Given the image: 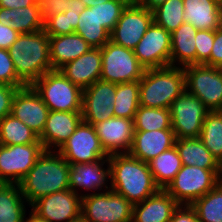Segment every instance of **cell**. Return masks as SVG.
I'll use <instances>...</instances> for the list:
<instances>
[{"instance_id": "6da1fadb", "label": "cell", "mask_w": 222, "mask_h": 222, "mask_svg": "<svg viewBox=\"0 0 222 222\" xmlns=\"http://www.w3.org/2000/svg\"><path fill=\"white\" fill-rule=\"evenodd\" d=\"M110 189L132 205L141 203L160 188L155 184L147 162L128 153L109 155Z\"/></svg>"}, {"instance_id": "7a4b0ae2", "label": "cell", "mask_w": 222, "mask_h": 222, "mask_svg": "<svg viewBox=\"0 0 222 222\" xmlns=\"http://www.w3.org/2000/svg\"><path fill=\"white\" fill-rule=\"evenodd\" d=\"M69 169L70 164L58 151L44 150L19 183L29 206L46 195L70 189Z\"/></svg>"}, {"instance_id": "3957f363", "label": "cell", "mask_w": 222, "mask_h": 222, "mask_svg": "<svg viewBox=\"0 0 222 222\" xmlns=\"http://www.w3.org/2000/svg\"><path fill=\"white\" fill-rule=\"evenodd\" d=\"M17 78L32 86L46 72L52 71L49 35L44 30L22 33L8 49Z\"/></svg>"}, {"instance_id": "277c9868", "label": "cell", "mask_w": 222, "mask_h": 222, "mask_svg": "<svg viewBox=\"0 0 222 222\" xmlns=\"http://www.w3.org/2000/svg\"><path fill=\"white\" fill-rule=\"evenodd\" d=\"M185 90L182 67L145 69L139 80V103L143 107L169 109Z\"/></svg>"}, {"instance_id": "5b68a950", "label": "cell", "mask_w": 222, "mask_h": 222, "mask_svg": "<svg viewBox=\"0 0 222 222\" xmlns=\"http://www.w3.org/2000/svg\"><path fill=\"white\" fill-rule=\"evenodd\" d=\"M32 87L50 111H82L83 90L73 84L59 70L42 75Z\"/></svg>"}, {"instance_id": "8992f818", "label": "cell", "mask_w": 222, "mask_h": 222, "mask_svg": "<svg viewBox=\"0 0 222 222\" xmlns=\"http://www.w3.org/2000/svg\"><path fill=\"white\" fill-rule=\"evenodd\" d=\"M79 195L81 216L87 222H132L133 205L112 189Z\"/></svg>"}, {"instance_id": "52a82bcc", "label": "cell", "mask_w": 222, "mask_h": 222, "mask_svg": "<svg viewBox=\"0 0 222 222\" xmlns=\"http://www.w3.org/2000/svg\"><path fill=\"white\" fill-rule=\"evenodd\" d=\"M217 172L218 170L182 165L164 190L180 205H191L219 183Z\"/></svg>"}, {"instance_id": "ba28073f", "label": "cell", "mask_w": 222, "mask_h": 222, "mask_svg": "<svg viewBox=\"0 0 222 222\" xmlns=\"http://www.w3.org/2000/svg\"><path fill=\"white\" fill-rule=\"evenodd\" d=\"M102 73L100 80L120 84L139 81L145 68L133 50L108 41L102 48Z\"/></svg>"}, {"instance_id": "9c48e42d", "label": "cell", "mask_w": 222, "mask_h": 222, "mask_svg": "<svg viewBox=\"0 0 222 222\" xmlns=\"http://www.w3.org/2000/svg\"><path fill=\"white\" fill-rule=\"evenodd\" d=\"M186 91L202 101L209 111L222 107V74L213 66L195 64L185 66Z\"/></svg>"}, {"instance_id": "30bf717a", "label": "cell", "mask_w": 222, "mask_h": 222, "mask_svg": "<svg viewBox=\"0 0 222 222\" xmlns=\"http://www.w3.org/2000/svg\"><path fill=\"white\" fill-rule=\"evenodd\" d=\"M172 130L177 139L197 138L209 110L196 96L186 90L170 106Z\"/></svg>"}, {"instance_id": "8fae6325", "label": "cell", "mask_w": 222, "mask_h": 222, "mask_svg": "<svg viewBox=\"0 0 222 222\" xmlns=\"http://www.w3.org/2000/svg\"><path fill=\"white\" fill-rule=\"evenodd\" d=\"M43 152L42 143L0 144V183L19 184Z\"/></svg>"}, {"instance_id": "7c38bea8", "label": "cell", "mask_w": 222, "mask_h": 222, "mask_svg": "<svg viewBox=\"0 0 222 222\" xmlns=\"http://www.w3.org/2000/svg\"><path fill=\"white\" fill-rule=\"evenodd\" d=\"M58 152L69 164L101 161L109 157L101 146L94 126L83 120Z\"/></svg>"}, {"instance_id": "4fadbf2b", "label": "cell", "mask_w": 222, "mask_h": 222, "mask_svg": "<svg viewBox=\"0 0 222 222\" xmlns=\"http://www.w3.org/2000/svg\"><path fill=\"white\" fill-rule=\"evenodd\" d=\"M152 22L153 12L132 0L110 33V41L134 50Z\"/></svg>"}, {"instance_id": "5bb4252c", "label": "cell", "mask_w": 222, "mask_h": 222, "mask_svg": "<svg viewBox=\"0 0 222 222\" xmlns=\"http://www.w3.org/2000/svg\"><path fill=\"white\" fill-rule=\"evenodd\" d=\"M145 69L170 66L171 33L154 21L133 50Z\"/></svg>"}, {"instance_id": "9a60e30c", "label": "cell", "mask_w": 222, "mask_h": 222, "mask_svg": "<svg viewBox=\"0 0 222 222\" xmlns=\"http://www.w3.org/2000/svg\"><path fill=\"white\" fill-rule=\"evenodd\" d=\"M82 197L71 189L46 195L31 205V211L48 222H69L81 216Z\"/></svg>"}, {"instance_id": "2e32d148", "label": "cell", "mask_w": 222, "mask_h": 222, "mask_svg": "<svg viewBox=\"0 0 222 222\" xmlns=\"http://www.w3.org/2000/svg\"><path fill=\"white\" fill-rule=\"evenodd\" d=\"M116 84L98 80L82 92L83 121L94 125L114 117Z\"/></svg>"}, {"instance_id": "e0dca14e", "label": "cell", "mask_w": 222, "mask_h": 222, "mask_svg": "<svg viewBox=\"0 0 222 222\" xmlns=\"http://www.w3.org/2000/svg\"><path fill=\"white\" fill-rule=\"evenodd\" d=\"M49 111L32 86L19 88L13 97L11 115L22 121L38 136L43 132Z\"/></svg>"}, {"instance_id": "ac0fdd59", "label": "cell", "mask_w": 222, "mask_h": 222, "mask_svg": "<svg viewBox=\"0 0 222 222\" xmlns=\"http://www.w3.org/2000/svg\"><path fill=\"white\" fill-rule=\"evenodd\" d=\"M93 126L102 148L108 155L130 151L135 131L133 119L111 117Z\"/></svg>"}, {"instance_id": "d6986e66", "label": "cell", "mask_w": 222, "mask_h": 222, "mask_svg": "<svg viewBox=\"0 0 222 222\" xmlns=\"http://www.w3.org/2000/svg\"><path fill=\"white\" fill-rule=\"evenodd\" d=\"M82 120L81 111H49L45 127L39 136L44 150L58 151Z\"/></svg>"}, {"instance_id": "ffe728a7", "label": "cell", "mask_w": 222, "mask_h": 222, "mask_svg": "<svg viewBox=\"0 0 222 222\" xmlns=\"http://www.w3.org/2000/svg\"><path fill=\"white\" fill-rule=\"evenodd\" d=\"M107 164V169L103 166ZM109 177V158H104L101 161H94L89 163L70 164L69 169V187L78 194V189L92 191V194L100 192L101 190L108 191L110 186ZM79 187V188H78ZM106 188L103 190V188ZM97 191V192H95Z\"/></svg>"}, {"instance_id": "44dd1931", "label": "cell", "mask_w": 222, "mask_h": 222, "mask_svg": "<svg viewBox=\"0 0 222 222\" xmlns=\"http://www.w3.org/2000/svg\"><path fill=\"white\" fill-rule=\"evenodd\" d=\"M176 139L172 129L134 131L128 154L148 163L159 154L174 147Z\"/></svg>"}, {"instance_id": "7402d4cb", "label": "cell", "mask_w": 222, "mask_h": 222, "mask_svg": "<svg viewBox=\"0 0 222 222\" xmlns=\"http://www.w3.org/2000/svg\"><path fill=\"white\" fill-rule=\"evenodd\" d=\"M59 71L82 90L91 86L101 77V48H91L87 53L64 65Z\"/></svg>"}, {"instance_id": "603a6c76", "label": "cell", "mask_w": 222, "mask_h": 222, "mask_svg": "<svg viewBox=\"0 0 222 222\" xmlns=\"http://www.w3.org/2000/svg\"><path fill=\"white\" fill-rule=\"evenodd\" d=\"M179 203L164 189L133 205L132 222H170Z\"/></svg>"}, {"instance_id": "cb8c5ba5", "label": "cell", "mask_w": 222, "mask_h": 222, "mask_svg": "<svg viewBox=\"0 0 222 222\" xmlns=\"http://www.w3.org/2000/svg\"><path fill=\"white\" fill-rule=\"evenodd\" d=\"M92 47L76 32L65 35L49 36L50 61L53 70H59L75 60Z\"/></svg>"}, {"instance_id": "d4e9b609", "label": "cell", "mask_w": 222, "mask_h": 222, "mask_svg": "<svg viewBox=\"0 0 222 222\" xmlns=\"http://www.w3.org/2000/svg\"><path fill=\"white\" fill-rule=\"evenodd\" d=\"M197 31L193 25L184 22L171 33L170 66L184 68L196 64Z\"/></svg>"}, {"instance_id": "484cf974", "label": "cell", "mask_w": 222, "mask_h": 222, "mask_svg": "<svg viewBox=\"0 0 222 222\" xmlns=\"http://www.w3.org/2000/svg\"><path fill=\"white\" fill-rule=\"evenodd\" d=\"M184 21L197 30H216L220 27L217 2L213 0H183Z\"/></svg>"}, {"instance_id": "4316f807", "label": "cell", "mask_w": 222, "mask_h": 222, "mask_svg": "<svg viewBox=\"0 0 222 222\" xmlns=\"http://www.w3.org/2000/svg\"><path fill=\"white\" fill-rule=\"evenodd\" d=\"M175 146L180 155L182 165L218 170V161L199 137L176 139Z\"/></svg>"}, {"instance_id": "83f0119b", "label": "cell", "mask_w": 222, "mask_h": 222, "mask_svg": "<svg viewBox=\"0 0 222 222\" xmlns=\"http://www.w3.org/2000/svg\"><path fill=\"white\" fill-rule=\"evenodd\" d=\"M25 203L19 184L0 183V222H23Z\"/></svg>"}, {"instance_id": "f1b7e54d", "label": "cell", "mask_w": 222, "mask_h": 222, "mask_svg": "<svg viewBox=\"0 0 222 222\" xmlns=\"http://www.w3.org/2000/svg\"><path fill=\"white\" fill-rule=\"evenodd\" d=\"M75 32L92 48H102L110 41V32L98 21L96 6L86 7L80 13Z\"/></svg>"}, {"instance_id": "f546056e", "label": "cell", "mask_w": 222, "mask_h": 222, "mask_svg": "<svg viewBox=\"0 0 222 222\" xmlns=\"http://www.w3.org/2000/svg\"><path fill=\"white\" fill-rule=\"evenodd\" d=\"M148 164L155 184L160 189H165L182 167L176 146L159 154Z\"/></svg>"}, {"instance_id": "4dcf8cb0", "label": "cell", "mask_w": 222, "mask_h": 222, "mask_svg": "<svg viewBox=\"0 0 222 222\" xmlns=\"http://www.w3.org/2000/svg\"><path fill=\"white\" fill-rule=\"evenodd\" d=\"M0 16L12 27L22 33H34L44 29L41 6H27L18 9H7Z\"/></svg>"}, {"instance_id": "1f68e13d", "label": "cell", "mask_w": 222, "mask_h": 222, "mask_svg": "<svg viewBox=\"0 0 222 222\" xmlns=\"http://www.w3.org/2000/svg\"><path fill=\"white\" fill-rule=\"evenodd\" d=\"M68 9L58 13L44 23V31L49 36L71 34L78 25L79 15L86 8L81 0H68Z\"/></svg>"}, {"instance_id": "d6a6232c", "label": "cell", "mask_w": 222, "mask_h": 222, "mask_svg": "<svg viewBox=\"0 0 222 222\" xmlns=\"http://www.w3.org/2000/svg\"><path fill=\"white\" fill-rule=\"evenodd\" d=\"M41 143L39 136L18 118L8 114L0 119V144L24 145Z\"/></svg>"}, {"instance_id": "836d02e7", "label": "cell", "mask_w": 222, "mask_h": 222, "mask_svg": "<svg viewBox=\"0 0 222 222\" xmlns=\"http://www.w3.org/2000/svg\"><path fill=\"white\" fill-rule=\"evenodd\" d=\"M114 117L133 119L140 106L139 81L116 84L115 101L113 103Z\"/></svg>"}, {"instance_id": "e575fe53", "label": "cell", "mask_w": 222, "mask_h": 222, "mask_svg": "<svg viewBox=\"0 0 222 222\" xmlns=\"http://www.w3.org/2000/svg\"><path fill=\"white\" fill-rule=\"evenodd\" d=\"M199 222H222V183L190 205Z\"/></svg>"}, {"instance_id": "d590c367", "label": "cell", "mask_w": 222, "mask_h": 222, "mask_svg": "<svg viewBox=\"0 0 222 222\" xmlns=\"http://www.w3.org/2000/svg\"><path fill=\"white\" fill-rule=\"evenodd\" d=\"M135 131L172 129L170 109L139 106L133 120Z\"/></svg>"}, {"instance_id": "8d00e7d4", "label": "cell", "mask_w": 222, "mask_h": 222, "mask_svg": "<svg viewBox=\"0 0 222 222\" xmlns=\"http://www.w3.org/2000/svg\"><path fill=\"white\" fill-rule=\"evenodd\" d=\"M199 138L213 157L219 161L222 158V114L220 111L208 112Z\"/></svg>"}, {"instance_id": "74e56055", "label": "cell", "mask_w": 222, "mask_h": 222, "mask_svg": "<svg viewBox=\"0 0 222 222\" xmlns=\"http://www.w3.org/2000/svg\"><path fill=\"white\" fill-rule=\"evenodd\" d=\"M152 12L153 21L169 33L185 22L183 0H167Z\"/></svg>"}, {"instance_id": "f35d334b", "label": "cell", "mask_w": 222, "mask_h": 222, "mask_svg": "<svg viewBox=\"0 0 222 222\" xmlns=\"http://www.w3.org/2000/svg\"><path fill=\"white\" fill-rule=\"evenodd\" d=\"M132 0H109L97 7V17L100 25L110 33L117 24L123 10Z\"/></svg>"}, {"instance_id": "ab89813d", "label": "cell", "mask_w": 222, "mask_h": 222, "mask_svg": "<svg viewBox=\"0 0 222 222\" xmlns=\"http://www.w3.org/2000/svg\"><path fill=\"white\" fill-rule=\"evenodd\" d=\"M214 42V30H198L195 36L196 64H205L210 59Z\"/></svg>"}, {"instance_id": "60d3db41", "label": "cell", "mask_w": 222, "mask_h": 222, "mask_svg": "<svg viewBox=\"0 0 222 222\" xmlns=\"http://www.w3.org/2000/svg\"><path fill=\"white\" fill-rule=\"evenodd\" d=\"M0 83L15 87H25L17 78L13 61L6 49H0Z\"/></svg>"}, {"instance_id": "b9f144b4", "label": "cell", "mask_w": 222, "mask_h": 222, "mask_svg": "<svg viewBox=\"0 0 222 222\" xmlns=\"http://www.w3.org/2000/svg\"><path fill=\"white\" fill-rule=\"evenodd\" d=\"M19 88L22 87L0 83V119L11 114L13 97Z\"/></svg>"}, {"instance_id": "7bdbcfd3", "label": "cell", "mask_w": 222, "mask_h": 222, "mask_svg": "<svg viewBox=\"0 0 222 222\" xmlns=\"http://www.w3.org/2000/svg\"><path fill=\"white\" fill-rule=\"evenodd\" d=\"M68 7V0H45L41 4L43 23L58 13H64Z\"/></svg>"}, {"instance_id": "ee69618b", "label": "cell", "mask_w": 222, "mask_h": 222, "mask_svg": "<svg viewBox=\"0 0 222 222\" xmlns=\"http://www.w3.org/2000/svg\"><path fill=\"white\" fill-rule=\"evenodd\" d=\"M20 33L0 16V49L8 50Z\"/></svg>"}, {"instance_id": "f6af8a7d", "label": "cell", "mask_w": 222, "mask_h": 222, "mask_svg": "<svg viewBox=\"0 0 222 222\" xmlns=\"http://www.w3.org/2000/svg\"><path fill=\"white\" fill-rule=\"evenodd\" d=\"M222 61V26L214 30V42L210 59L204 64L215 67Z\"/></svg>"}, {"instance_id": "bcb514c9", "label": "cell", "mask_w": 222, "mask_h": 222, "mask_svg": "<svg viewBox=\"0 0 222 222\" xmlns=\"http://www.w3.org/2000/svg\"><path fill=\"white\" fill-rule=\"evenodd\" d=\"M170 222H199L194 209L190 205H179Z\"/></svg>"}, {"instance_id": "7dc6e473", "label": "cell", "mask_w": 222, "mask_h": 222, "mask_svg": "<svg viewBox=\"0 0 222 222\" xmlns=\"http://www.w3.org/2000/svg\"><path fill=\"white\" fill-rule=\"evenodd\" d=\"M27 6H41L35 4L33 0H0V13L7 9H18Z\"/></svg>"}, {"instance_id": "c3c4849f", "label": "cell", "mask_w": 222, "mask_h": 222, "mask_svg": "<svg viewBox=\"0 0 222 222\" xmlns=\"http://www.w3.org/2000/svg\"><path fill=\"white\" fill-rule=\"evenodd\" d=\"M138 4L153 11L155 8L166 2L167 0H135Z\"/></svg>"}, {"instance_id": "681fc988", "label": "cell", "mask_w": 222, "mask_h": 222, "mask_svg": "<svg viewBox=\"0 0 222 222\" xmlns=\"http://www.w3.org/2000/svg\"><path fill=\"white\" fill-rule=\"evenodd\" d=\"M29 212H31V213H29V218H25L24 217V220H23V222H48V221H46V220H44V219H41V218H39L36 214H34L32 211H29Z\"/></svg>"}, {"instance_id": "f907efd6", "label": "cell", "mask_w": 222, "mask_h": 222, "mask_svg": "<svg viewBox=\"0 0 222 222\" xmlns=\"http://www.w3.org/2000/svg\"><path fill=\"white\" fill-rule=\"evenodd\" d=\"M81 1L86 5V7H92L109 0H81Z\"/></svg>"}, {"instance_id": "816d5d0a", "label": "cell", "mask_w": 222, "mask_h": 222, "mask_svg": "<svg viewBox=\"0 0 222 222\" xmlns=\"http://www.w3.org/2000/svg\"><path fill=\"white\" fill-rule=\"evenodd\" d=\"M217 9H218L220 26H222V0H219L217 2Z\"/></svg>"}, {"instance_id": "f5cc1de1", "label": "cell", "mask_w": 222, "mask_h": 222, "mask_svg": "<svg viewBox=\"0 0 222 222\" xmlns=\"http://www.w3.org/2000/svg\"><path fill=\"white\" fill-rule=\"evenodd\" d=\"M218 179H219V183H222V158L218 161Z\"/></svg>"}, {"instance_id": "db71d44e", "label": "cell", "mask_w": 222, "mask_h": 222, "mask_svg": "<svg viewBox=\"0 0 222 222\" xmlns=\"http://www.w3.org/2000/svg\"><path fill=\"white\" fill-rule=\"evenodd\" d=\"M69 222H87V221L82 216H79L78 218L70 220Z\"/></svg>"}, {"instance_id": "11a10c76", "label": "cell", "mask_w": 222, "mask_h": 222, "mask_svg": "<svg viewBox=\"0 0 222 222\" xmlns=\"http://www.w3.org/2000/svg\"><path fill=\"white\" fill-rule=\"evenodd\" d=\"M215 68L222 74V61L215 66Z\"/></svg>"}, {"instance_id": "9f6ffc18", "label": "cell", "mask_w": 222, "mask_h": 222, "mask_svg": "<svg viewBox=\"0 0 222 222\" xmlns=\"http://www.w3.org/2000/svg\"><path fill=\"white\" fill-rule=\"evenodd\" d=\"M35 4L41 5L45 0H33Z\"/></svg>"}]
</instances>
